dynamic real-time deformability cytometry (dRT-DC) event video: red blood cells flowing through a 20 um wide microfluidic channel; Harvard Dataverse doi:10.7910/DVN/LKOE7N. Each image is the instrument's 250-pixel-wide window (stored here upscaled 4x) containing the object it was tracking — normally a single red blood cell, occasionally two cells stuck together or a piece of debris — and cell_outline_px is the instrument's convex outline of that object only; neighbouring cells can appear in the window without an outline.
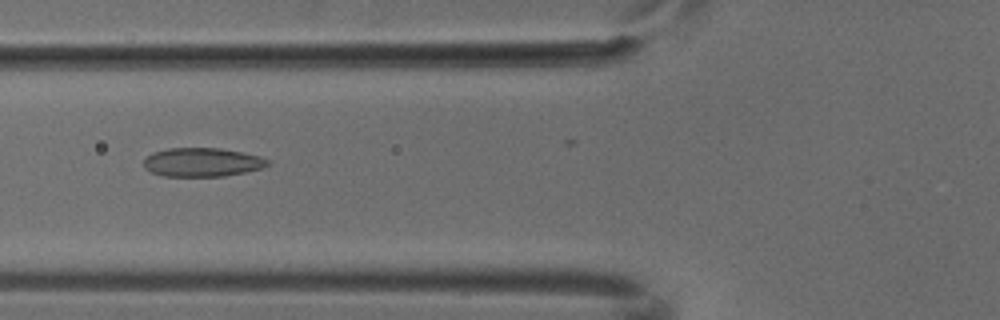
{"species": "common noctule bat (a hibernating species)", "species_latin": "Nyctalus noctula", "temperature_condition": "cold", "stored_images_in_passage": 8, "camera_frame_rate_fps": 3000, "um_per_image_px": 0.085, "animal": {"sex": "male", "body_mass_g": 18.8}, "frame": {"image": 1, "passage_image": 6, "time_ms": 1.667, "image_size_px": [1000, 320], "cell_outline_px": [[272, 164], [260, 168], [244, 172], [224, 176], [164, 176], [152, 172], [144, 168], [144, 160], [152, 152], [168, 148], [220, 148], [260, 156], [272, 160]], "centroid_in_image_um": [17.21, 13.78], "position_along_channel_um": 108.6, "area_um2": 20.81}}
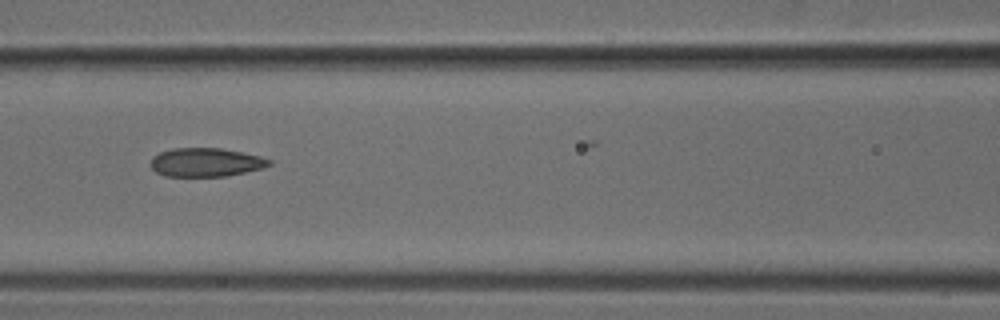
{"frame": {"image": 2, "passage_image": 7, "time_ms": 2.0, "image_size_px": [1000, 320], "cell_outline_px": [[272, 164], [264, 168], [228, 176], [164, 176], [156, 172], [148, 164], [152, 156], [160, 152], [172, 148], [220, 148], [260, 156], [272, 160]], "centroid_in_image_um": [17.48, 13.8], "position_along_channel_um": 149.1, "area_um2": 20.0}}